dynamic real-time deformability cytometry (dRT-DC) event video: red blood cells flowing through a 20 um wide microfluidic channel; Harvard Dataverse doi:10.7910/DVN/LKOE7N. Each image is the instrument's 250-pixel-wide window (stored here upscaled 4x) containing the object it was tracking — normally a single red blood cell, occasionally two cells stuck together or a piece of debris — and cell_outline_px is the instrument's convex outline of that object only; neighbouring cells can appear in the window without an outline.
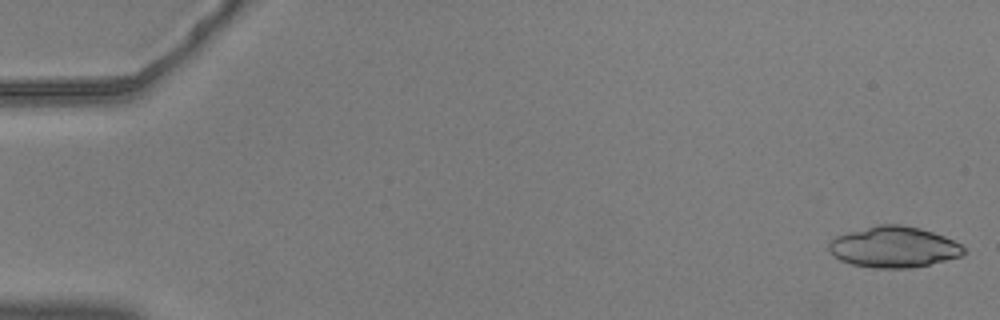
{"species": "common noctule bat (a hibernating species)", "species_latin": "Nyctalus noctula", "temperature_condition": "warm", "stored_images_in_passage": 55, "camera_frame_rate_fps": 3000, "um_per_image_px": 0.085, "animal": {"sex": "male", "body_mass_g": 20.5, "forearm_length_mm": 52.5}, "frame": {"image": 1, "passage_image": 1, "time_ms": 0.0, "image_size_px": [1000, 320], "cell_outline_px": [[968, 252], [960, 256], [912, 268], [872, 268], [852, 264], [840, 260], [828, 248], [828, 244], [836, 236], [848, 232], [876, 224], [900, 224], [920, 228], [944, 236], [960, 244]], "centroid_in_image_um": [75.97, 20.99], "position_along_channel_um": 9.0, "area_um2": 32.08}}